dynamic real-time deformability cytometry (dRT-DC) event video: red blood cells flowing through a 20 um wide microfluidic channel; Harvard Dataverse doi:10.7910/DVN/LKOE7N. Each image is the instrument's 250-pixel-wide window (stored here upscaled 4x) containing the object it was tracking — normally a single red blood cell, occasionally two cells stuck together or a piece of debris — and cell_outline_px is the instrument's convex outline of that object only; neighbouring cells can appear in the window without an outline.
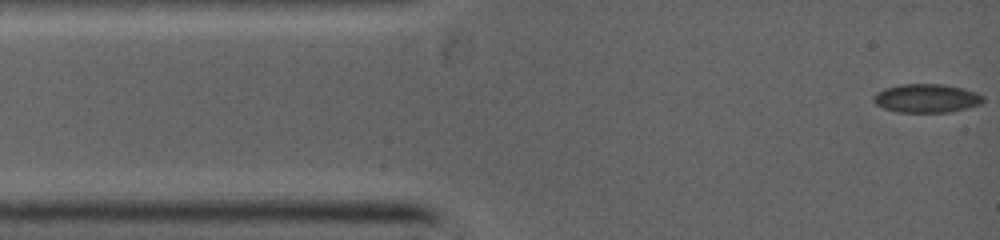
{"species": "common noctule bat (a hibernating species)", "species_latin": "Nyctalus noctula", "temperature_condition": "warm", "stored_images_in_passage": 76, "camera_frame_rate_fps": 5000, "um_per_image_px": 0.085, "animal": {"sex": "female", "body_mass_g": 19.0, "forearm_length_mm": 53.3}, "frame": {"image": 1, "passage_image": 1, "time_ms": 0.0, "image_size_px": [1000, 240], "cell_outline_px": [[984, 100], [980, 104], [948, 112], [896, 112], [884, 108], [876, 104], [872, 100], [872, 96], [876, 92], [884, 88], [900, 84], [944, 84], [964, 88], [976, 92], [984, 96]], "centroid_in_image_um": [78.72, 8.34], "position_along_channel_um": 6.3, "area_um2": 18.38}}
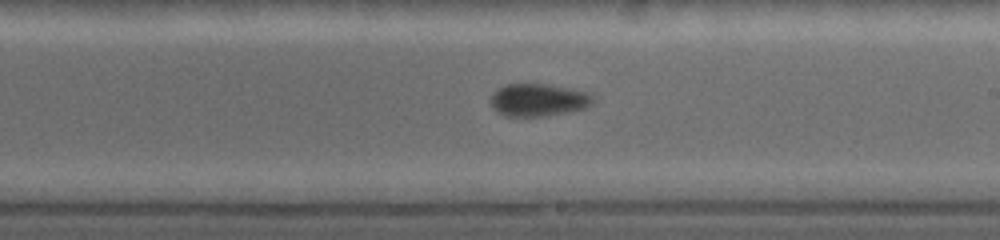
{"frame": {"image": 2, "passage_image": 32, "time_ms": 6.4, "image_size_px": [1000, 240], "cell_outline_px": [[596, 100], [592, 104], [584, 108], [568, 112], [544, 116], [508, 116], [496, 112], [492, 108], [492, 96], [500, 88], [508, 84], [544, 84], [568, 88], [588, 92]], "centroid_in_image_um": [45.8, 8.51], "position_along_channel_um": 243.2, "area_um2": 19.19}}
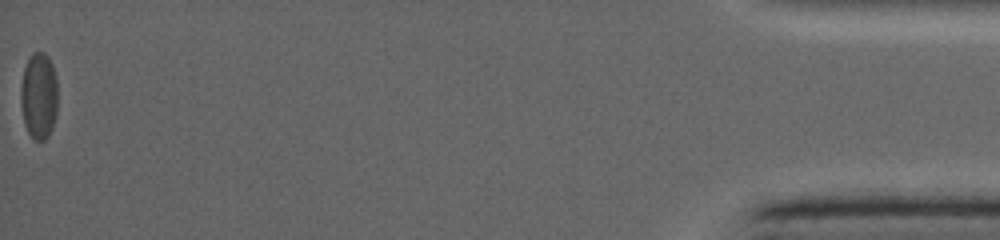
{"frame": {"image": 3, "passage_image": 76, "time_ms": 13.4, "image_size_px": [1000, 240], "cell_outline_px": [[56, 116], [52, 128], [48, 136], [44, 140], [36, 140], [28, 132], [24, 124], [20, 100], [20, 84], [24, 68], [28, 56], [32, 52], [44, 52], [48, 56], [52, 64], [56, 76]], "centroid_in_image_um": [3.28, 8.11], "position_along_channel_um": 431.9, "area_um2": 18.84}}